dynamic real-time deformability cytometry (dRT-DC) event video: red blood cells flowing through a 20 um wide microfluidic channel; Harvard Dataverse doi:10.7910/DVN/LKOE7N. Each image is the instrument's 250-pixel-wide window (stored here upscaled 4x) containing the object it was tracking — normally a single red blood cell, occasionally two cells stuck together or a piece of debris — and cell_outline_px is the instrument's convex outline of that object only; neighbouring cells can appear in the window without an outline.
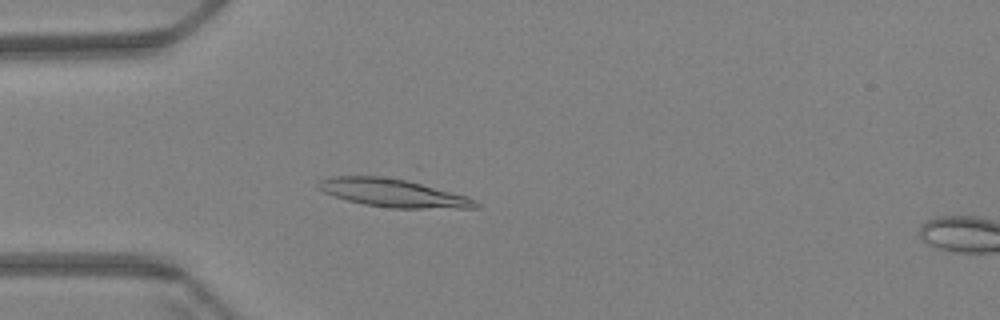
{"species": "Egyptian fruit bat (a non-hibernating species)", "species_latin": "Rousettus aegyptiacus", "temperature_condition": "warm", "stored_images_in_passage": 60, "camera_frame_rate_fps": 3000, "um_per_image_px": 0.085, "animal": {"sex": "female"}, "frame": {"image": 1, "passage_image": 17, "time_ms": 5.333, "image_size_px": [1000, 320], "cell_outline_px": [[480, 208], [392, 208], [364, 204], [332, 196], [316, 188], [316, 184], [320, 180], [332, 176], [380, 176], [408, 180], [464, 196], [476, 200], [480, 204]], "centroid_in_image_um": [33.36, 16.4], "position_along_channel_um": 51.6, "area_um2": 25.55}}
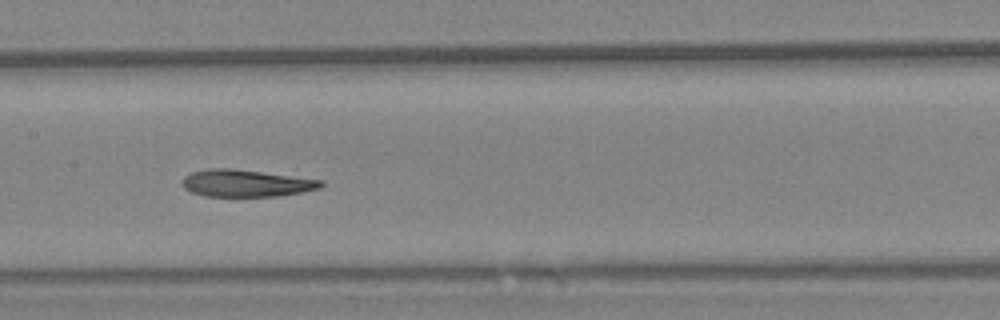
{"frame": {"image": 2, "passage_image": 30, "time_ms": 9.667, "image_size_px": [1000, 320], "cell_outline_px": [[324, 184], [320, 188], [300, 192], [276, 196], [204, 196], [192, 192], [184, 188], [180, 184], [180, 180], [184, 176], [192, 172], [208, 168], [228, 168], [324, 180]], "centroid_in_image_um": [20.86, 15.57], "position_along_channel_um": 186.5, "area_um2": 21.79}}
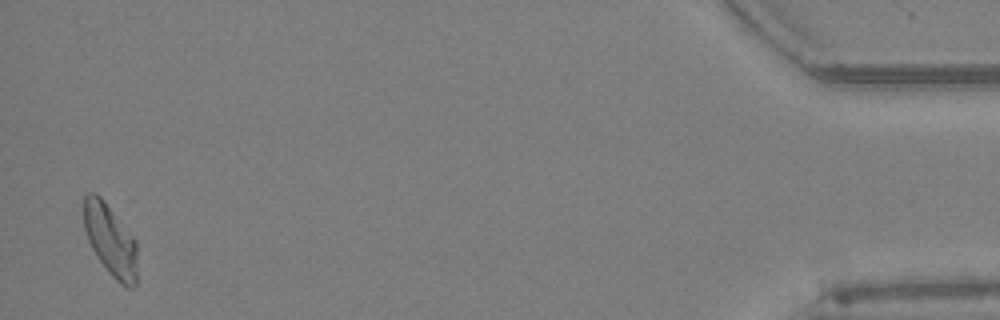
{"frame": {"image": 3, "passage_image": 59, "time_ms": 19.333, "image_size_px": [1000, 320], "cell_outline_px": [[136, 288], [128, 288], [120, 284], [108, 272], [92, 248], [88, 240], [84, 228], [84, 196], [88, 192], [96, 192], [104, 200], [136, 240]], "centroid_in_image_um": [9.39, 20.41], "position_along_channel_um": 425.8, "area_um2": 22.25}, "authors_computed_cell_mechanics": {"area_um2": 22.8021, "velocity_mm_per_s": 3.3693, "shape_relaxation_time_tau1_ms": 9.9303, "shape_relaxation_time_tau2_ms": 4.9582, "deformation_change_tau1": 0.2578, "deformation_change_tau2": 0.0989}}